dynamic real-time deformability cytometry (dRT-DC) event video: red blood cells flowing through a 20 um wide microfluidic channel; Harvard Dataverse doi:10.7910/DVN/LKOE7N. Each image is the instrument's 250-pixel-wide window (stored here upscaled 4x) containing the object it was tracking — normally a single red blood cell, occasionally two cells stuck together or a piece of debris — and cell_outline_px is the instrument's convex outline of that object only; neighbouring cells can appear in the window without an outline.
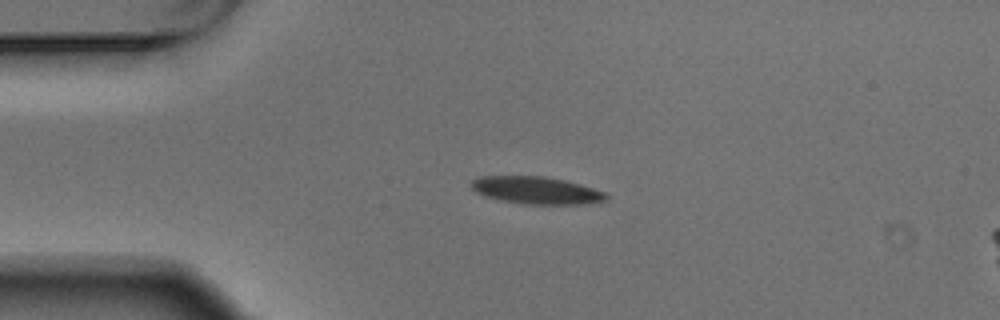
{"species": "Egyptian fruit bat (a non-hibernating species)", "species_latin": "Rousettus aegyptiacus", "temperature_condition": "warm", "stored_images_in_passage": 4, "segment_of_instrument_passage": [1, 2], "camera_frame_rate_fps": 3000, "um_per_image_px": 0.085, "animal": {"sex": "male"}, "frame": {"image": 1, "passage_image": 3, "time_ms": 0.667, "image_size_px": [1000, 320], "cell_outline_px": [[608, 200], [588, 204], [520, 204], [500, 200], [484, 196], [476, 192], [472, 188], [472, 180], [480, 176], [544, 176], [564, 180], [580, 184], [604, 192], [608, 196]], "centroid_in_image_um": [45.59, 16.18], "position_along_channel_um": 39.4, "area_um2": 21.56}}